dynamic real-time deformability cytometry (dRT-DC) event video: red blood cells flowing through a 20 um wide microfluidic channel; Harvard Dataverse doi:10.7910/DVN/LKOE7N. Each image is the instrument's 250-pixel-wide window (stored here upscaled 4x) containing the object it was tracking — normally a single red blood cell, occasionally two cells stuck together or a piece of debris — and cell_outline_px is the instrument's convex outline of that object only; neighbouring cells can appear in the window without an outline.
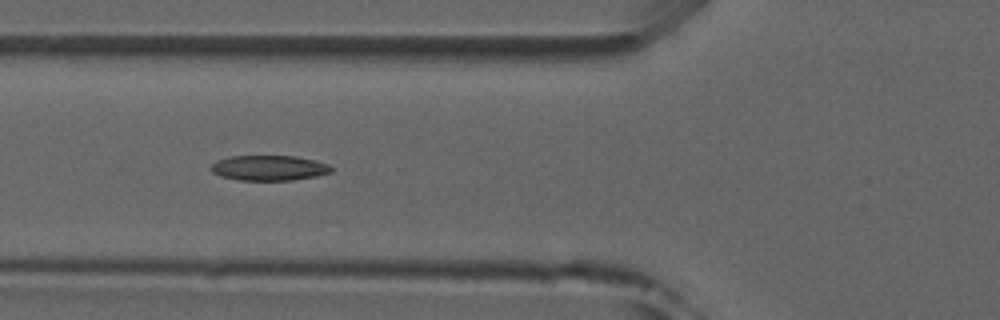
{"species": "common noctule bat (a hibernating species)", "species_latin": "Nyctalus noctula", "temperature_condition": "room temperature", "stored_images_in_passage": 7, "camera_frame_rate_fps": 3000, "um_per_image_px": 0.085, "animal": {"sex": "male", "forearm_length_mm": 52.5}, "frame": {"image": 1, "passage_image": 5, "time_ms": 5.333, "image_size_px": [1000, 320], "cell_outline_px": [[332, 172], [316, 176], [292, 180], [240, 180], [220, 176], [212, 172], [212, 164], [216, 160], [228, 156], [296, 156], [316, 160], [328, 164], [332, 168]], "centroid_in_image_um": [22.87, 14.27], "position_along_channel_um": 102.9, "area_um2": 17.69}}
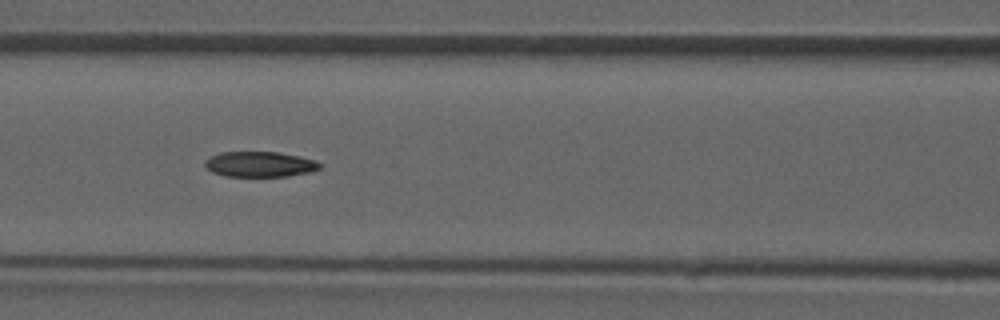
{"frame": {"image": 2, "passage_image": 6, "time_ms": 6.333, "image_size_px": [1000, 320], "cell_outline_px": [[320, 168], [312, 172], [288, 176], [224, 176], [212, 172], [204, 164], [204, 160], [220, 152], [276, 152], [300, 156], [316, 160], [320, 164]], "centroid_in_image_um": [22.09, 13.96], "position_along_channel_um": 144.5, "area_um2": 16.99}}